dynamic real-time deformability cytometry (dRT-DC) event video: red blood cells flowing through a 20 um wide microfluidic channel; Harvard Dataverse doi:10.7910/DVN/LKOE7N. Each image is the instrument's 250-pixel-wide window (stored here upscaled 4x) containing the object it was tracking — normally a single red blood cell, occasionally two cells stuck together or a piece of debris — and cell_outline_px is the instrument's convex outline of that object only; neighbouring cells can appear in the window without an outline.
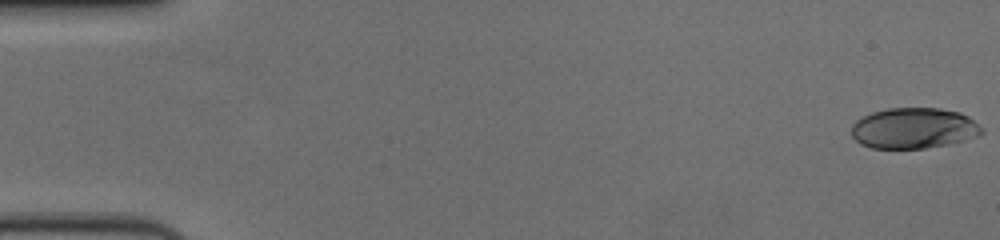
{"species": "human", "species_latin": "Homo sapiens", "temperature_condition": "cold", "stored_images_in_passage": 57, "camera_frame_rate_fps": 3000, "um_per_image_px": 0.085, "donor": {"sex": "female"}, "frame": {"image": 1, "passage_image": 1, "time_ms": 0.0, "image_size_px": [1000, 240], "cell_outline_px": [[984, 132], [980, 136], [948, 144], [924, 148], [872, 148], [860, 144], [852, 136], [852, 124], [856, 120], [872, 112], [888, 108], [940, 108], [960, 112], [968, 116], [984, 128]], "centroid_in_image_um": [77.7, 10.89], "position_along_channel_um": 7.3, "area_um2": 31.1}}
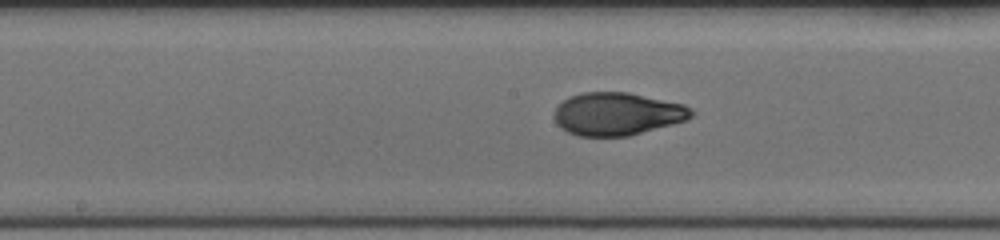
{"frame": {"image": 2, "passage_image": 30, "time_ms": 9.667, "image_size_px": [1000, 240], "cell_outline_px": [[696, 112], [692, 116], [684, 120], [672, 124], [628, 136], [580, 136], [568, 132], [560, 128], [556, 124], [556, 108], [568, 96], [580, 92], [628, 92], [684, 104], [692, 108]], "centroid_in_image_um": [52.47, 9.67], "position_along_channel_um": 195.7, "area_um2": 34.1}}
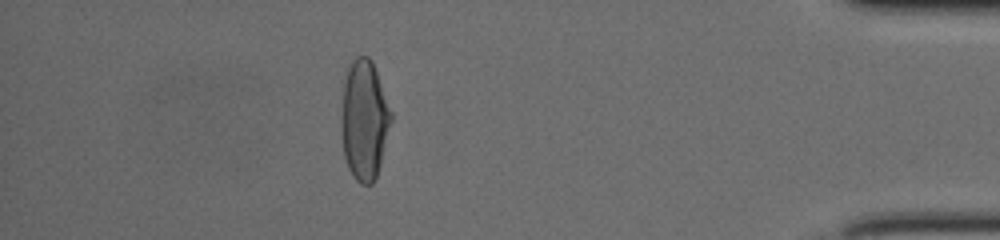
{"frame": {"image": 3, "passage_image": 51, "time_ms": 16.667, "image_size_px": [1000, 240], "cell_outline_px": [[392, 120], [380, 164], [376, 176], [372, 184], [360, 184], [352, 176], [348, 168], [344, 156], [340, 132], [340, 116], [344, 80], [348, 68], [352, 60], [356, 56], [368, 56], [372, 60], [392, 112]], "centroid_in_image_um": [30.94, 10.2], "position_along_channel_um": 404.3, "area_um2": 35.14}, "authors_computed_cell_mechanics": {"area_um2": 34.0442, "velocity_mm_per_s": 3.6504, "shape_relaxation_time_tau1_ms": 5.5508, "shape_relaxation_time_tau2_ms": 1.0787, "deformation_change_tau1": 0.2372, "deformation_change_tau2": 0.06}}